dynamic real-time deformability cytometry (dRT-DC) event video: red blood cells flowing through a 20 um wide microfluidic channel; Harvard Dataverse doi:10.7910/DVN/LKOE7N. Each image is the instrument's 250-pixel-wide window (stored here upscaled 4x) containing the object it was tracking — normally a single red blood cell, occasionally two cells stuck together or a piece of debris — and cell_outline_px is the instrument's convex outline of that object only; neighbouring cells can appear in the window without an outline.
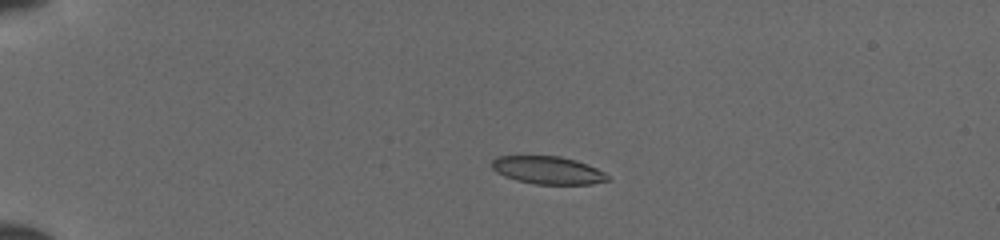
{"species": "common noctule bat (a hibernating species)", "species_latin": "Nyctalus noctula", "temperature_condition": "cold", "stored_images_in_passage": 39, "camera_frame_rate_fps": 3000, "um_per_image_px": 0.085, "animal": {"sex": "female", "body_mass_g": 19.5, "forearm_length_mm": 54.1}, "frame": {"image": 1, "passage_image": 1, "time_ms": 0.0, "image_size_px": [1000, 240], "cell_outline_px": [[608, 180], [592, 184], [536, 184], [516, 180], [504, 176], [496, 172], [492, 168], [492, 160], [496, 156], [560, 156], [576, 160], [588, 164], [604, 172], [608, 176]], "centroid_in_image_um": [46.55, 14.46], "position_along_channel_um": 38.5, "area_um2": 18.73}}
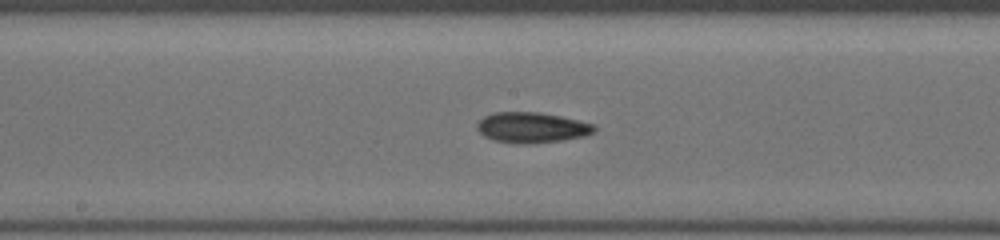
{"frame": {"image": 2, "passage_image": 17, "time_ms": 5.333, "image_size_px": [1000, 240], "cell_outline_px": [[596, 132], [584, 136], [560, 140], [532, 144], [520, 144], [492, 140], [484, 136], [476, 128], [476, 124], [484, 116], [496, 112], [540, 112], [560, 116], [596, 124]], "centroid_in_image_um": [45.21, 10.84], "position_along_channel_um": 203.0, "area_um2": 20.98}}
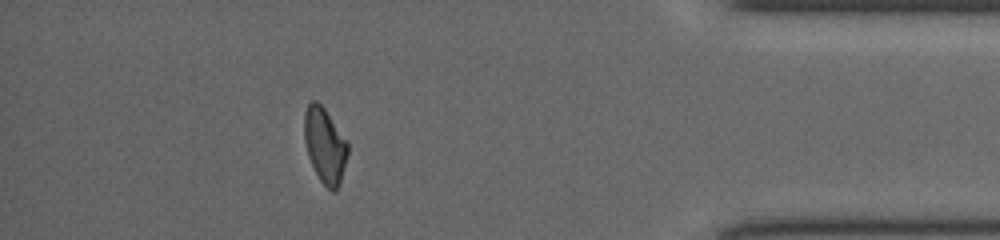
{"frame": {"image": 3, "passage_image": 34, "time_ms": 11.0, "image_size_px": [1000, 240], "cell_outline_px": [[348, 152], [340, 184], [332, 192], [320, 180], [308, 156], [304, 140], [304, 112], [308, 104], [312, 100], [316, 100], [324, 108], [348, 144]], "centroid_in_image_um": [27.59, 12.35], "position_along_channel_um": 407.6, "area_um2": 18.73}}